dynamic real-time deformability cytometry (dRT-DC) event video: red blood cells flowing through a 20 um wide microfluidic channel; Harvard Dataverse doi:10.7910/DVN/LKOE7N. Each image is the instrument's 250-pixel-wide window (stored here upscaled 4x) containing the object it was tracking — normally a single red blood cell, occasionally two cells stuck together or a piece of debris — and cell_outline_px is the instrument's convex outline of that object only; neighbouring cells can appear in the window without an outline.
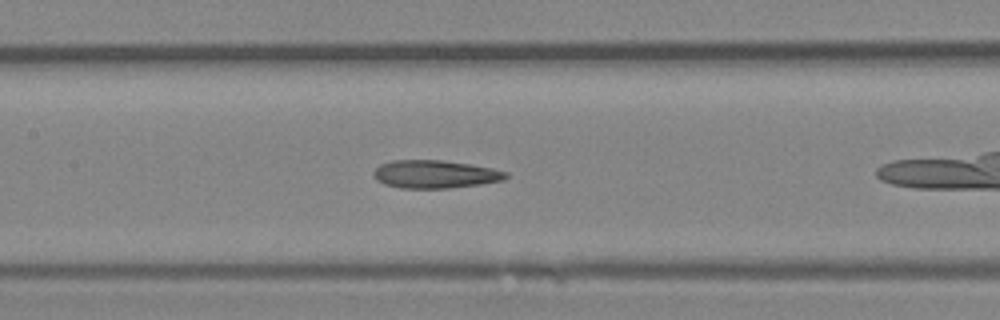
{"species": "Egyptian fruit bat (a non-hibernating species)", "species_latin": "Rousettus aegyptiacus", "temperature_condition": "room temperature", "stored_images_in_passage": 44, "camera_frame_rate_fps": 3000, "um_per_image_px": 0.085, "animal": {"sex": "female"}, "frame": {"image": 1, "passage_image": 19, "time_ms": 6.0, "image_size_px": [1000, 320], "cell_outline_px": [[508, 176], [504, 180], [480, 184], [448, 188], [400, 188], [384, 184], [376, 180], [372, 172], [380, 164], [392, 160], [440, 160], [472, 164], [492, 168], [508, 172]], "centroid_in_image_um": [36.97, 14.8], "position_along_channel_um": 170.4, "area_um2": 21.68}}
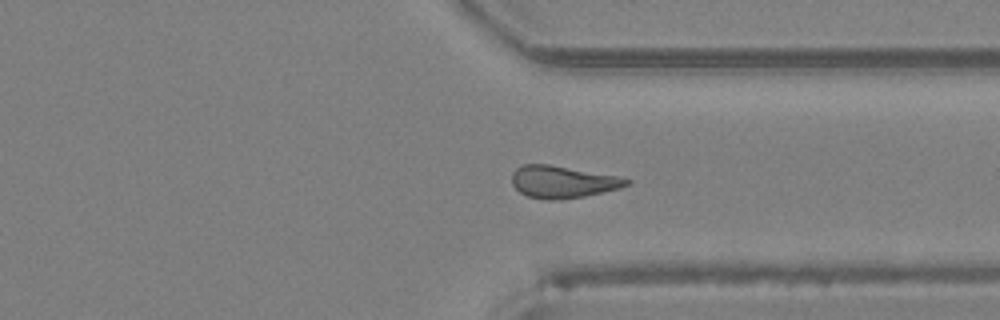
{"frame": {"image": 2, "passage_image": 32, "time_ms": 10.333, "image_size_px": [1000, 320], "cell_outline_px": [[632, 180], [628, 184], [620, 188], [584, 196], [560, 200], [548, 200], [528, 196], [520, 192], [512, 184], [512, 172], [516, 168], [524, 164], [548, 164], [616, 176]], "centroid_in_image_um": [47.79, 15.46], "position_along_channel_um": 363.6, "area_um2": 21.27}}